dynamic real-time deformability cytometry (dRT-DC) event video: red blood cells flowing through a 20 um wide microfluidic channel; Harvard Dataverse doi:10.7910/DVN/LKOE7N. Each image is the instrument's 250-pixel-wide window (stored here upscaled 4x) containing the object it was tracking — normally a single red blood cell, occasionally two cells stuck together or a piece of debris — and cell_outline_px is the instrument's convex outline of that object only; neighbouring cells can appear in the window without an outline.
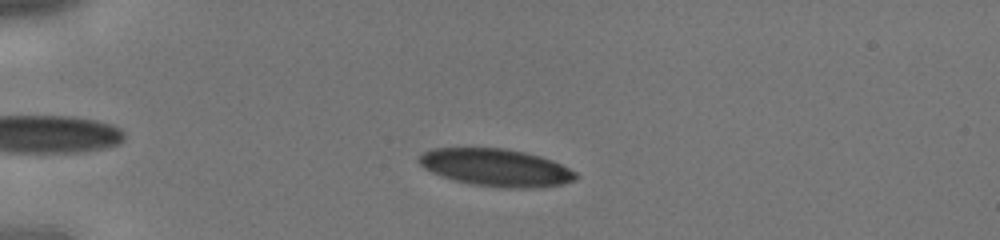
{"species": "human", "species_latin": "Homo sapiens", "temperature_condition": "cold", "stored_images_in_passage": 19, "camera_frame_rate_fps": 3000, "um_per_image_px": 0.085, "donor": {"sex": "male"}, "frame": {"image": 1, "passage_image": 8, "time_ms": 2.333, "image_size_px": [1000, 240], "cell_outline_px": [[576, 180], [560, 184], [536, 188], [504, 188], [472, 184], [456, 180], [432, 172], [424, 168], [416, 160], [424, 152], [432, 148], [504, 148], [524, 152], [540, 156], [552, 160], [576, 172]], "centroid_in_image_um": [42.16, 14.24], "position_along_channel_um": 42.8, "area_um2": 33.99}}
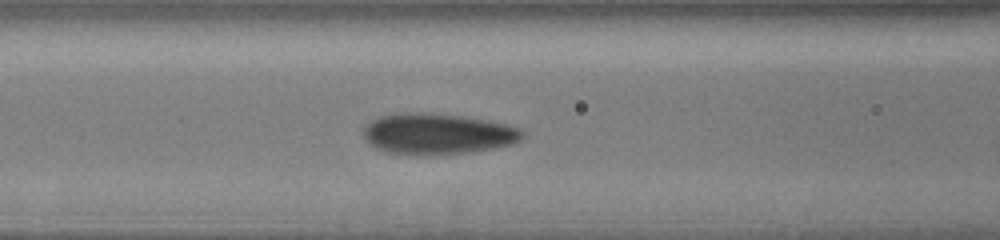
{"frame": {"image": 2, "passage_image": 16, "time_ms": 5.0, "image_size_px": [1000, 240], "cell_outline_px": [[524, 136], [520, 140], [512, 144], [496, 148], [468, 152], [428, 156], [424, 156], [384, 152], [368, 144], [364, 140], [364, 128], [372, 120], [380, 116], [396, 112], [420, 112], [460, 116], [488, 120], [508, 124], [520, 128], [524, 132]], "centroid_in_image_um": [37.18, 11.39], "position_along_channel_um": 129.4, "area_um2": 38.44}}
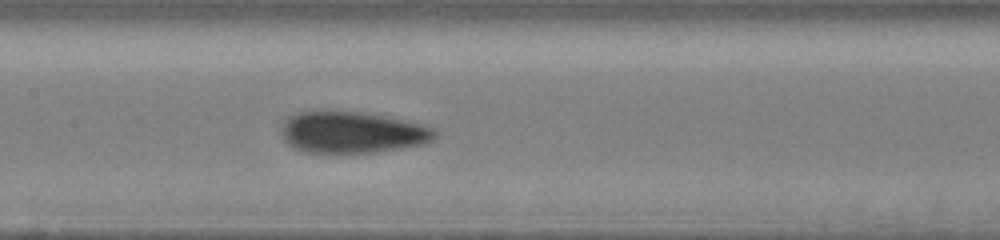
{"frame": {"image": 3, "passage_image": 19, "time_ms": 6.0, "image_size_px": [1000, 240], "cell_outline_px": [[436, 136], [432, 140], [424, 144], [376, 152], [324, 156], [292, 148], [284, 140], [280, 132], [288, 116], [296, 112], [316, 108], [328, 108], [360, 112], [384, 116], [404, 120], [436, 128]], "centroid_in_image_um": [29.84, 11.25], "position_along_channel_um": 177.6, "area_um2": 38.84}}